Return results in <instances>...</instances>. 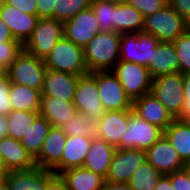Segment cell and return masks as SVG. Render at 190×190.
<instances>
[{
	"label": "cell",
	"instance_id": "cell-1",
	"mask_svg": "<svg viewBox=\"0 0 190 190\" xmlns=\"http://www.w3.org/2000/svg\"><path fill=\"white\" fill-rule=\"evenodd\" d=\"M120 38L118 32H99L83 47L88 72L112 70L119 61Z\"/></svg>",
	"mask_w": 190,
	"mask_h": 190
},
{
	"label": "cell",
	"instance_id": "cell-2",
	"mask_svg": "<svg viewBox=\"0 0 190 190\" xmlns=\"http://www.w3.org/2000/svg\"><path fill=\"white\" fill-rule=\"evenodd\" d=\"M190 28V24L167 4L158 12L144 17L142 32L153 35L160 42H174Z\"/></svg>",
	"mask_w": 190,
	"mask_h": 190
},
{
	"label": "cell",
	"instance_id": "cell-3",
	"mask_svg": "<svg viewBox=\"0 0 190 190\" xmlns=\"http://www.w3.org/2000/svg\"><path fill=\"white\" fill-rule=\"evenodd\" d=\"M47 69L71 73L77 76L88 74L83 48L63 36L43 59Z\"/></svg>",
	"mask_w": 190,
	"mask_h": 190
},
{
	"label": "cell",
	"instance_id": "cell-4",
	"mask_svg": "<svg viewBox=\"0 0 190 190\" xmlns=\"http://www.w3.org/2000/svg\"><path fill=\"white\" fill-rule=\"evenodd\" d=\"M46 70L43 59L23 49L5 72L9 76L11 83L25 85L41 91Z\"/></svg>",
	"mask_w": 190,
	"mask_h": 190
},
{
	"label": "cell",
	"instance_id": "cell-5",
	"mask_svg": "<svg viewBox=\"0 0 190 190\" xmlns=\"http://www.w3.org/2000/svg\"><path fill=\"white\" fill-rule=\"evenodd\" d=\"M163 135L162 128L143 120L132 109L129 110L128 126L116 148L147 151Z\"/></svg>",
	"mask_w": 190,
	"mask_h": 190
},
{
	"label": "cell",
	"instance_id": "cell-6",
	"mask_svg": "<svg viewBox=\"0 0 190 190\" xmlns=\"http://www.w3.org/2000/svg\"><path fill=\"white\" fill-rule=\"evenodd\" d=\"M112 72L117 76L132 102L152 90L153 78L146 66L135 62L118 61Z\"/></svg>",
	"mask_w": 190,
	"mask_h": 190
},
{
	"label": "cell",
	"instance_id": "cell-7",
	"mask_svg": "<svg viewBox=\"0 0 190 190\" xmlns=\"http://www.w3.org/2000/svg\"><path fill=\"white\" fill-rule=\"evenodd\" d=\"M63 36L64 22L54 18H42L38 20L32 36L23 45V49L44 59Z\"/></svg>",
	"mask_w": 190,
	"mask_h": 190
},
{
	"label": "cell",
	"instance_id": "cell-8",
	"mask_svg": "<svg viewBox=\"0 0 190 190\" xmlns=\"http://www.w3.org/2000/svg\"><path fill=\"white\" fill-rule=\"evenodd\" d=\"M151 92L177 119L184 105L183 74L180 72L153 78Z\"/></svg>",
	"mask_w": 190,
	"mask_h": 190
},
{
	"label": "cell",
	"instance_id": "cell-9",
	"mask_svg": "<svg viewBox=\"0 0 190 190\" xmlns=\"http://www.w3.org/2000/svg\"><path fill=\"white\" fill-rule=\"evenodd\" d=\"M73 102L77 112L86 115L91 120L101 119L105 110L97 88V71L78 77Z\"/></svg>",
	"mask_w": 190,
	"mask_h": 190
},
{
	"label": "cell",
	"instance_id": "cell-10",
	"mask_svg": "<svg viewBox=\"0 0 190 190\" xmlns=\"http://www.w3.org/2000/svg\"><path fill=\"white\" fill-rule=\"evenodd\" d=\"M159 42L156 37L144 32L121 34L119 61L147 67L152 60V51Z\"/></svg>",
	"mask_w": 190,
	"mask_h": 190
},
{
	"label": "cell",
	"instance_id": "cell-11",
	"mask_svg": "<svg viewBox=\"0 0 190 190\" xmlns=\"http://www.w3.org/2000/svg\"><path fill=\"white\" fill-rule=\"evenodd\" d=\"M97 88L105 111L132 110L133 102L112 70L97 71Z\"/></svg>",
	"mask_w": 190,
	"mask_h": 190
},
{
	"label": "cell",
	"instance_id": "cell-12",
	"mask_svg": "<svg viewBox=\"0 0 190 190\" xmlns=\"http://www.w3.org/2000/svg\"><path fill=\"white\" fill-rule=\"evenodd\" d=\"M144 161H146V151L144 150L117 148L105 180L107 182L127 183Z\"/></svg>",
	"mask_w": 190,
	"mask_h": 190
},
{
	"label": "cell",
	"instance_id": "cell-13",
	"mask_svg": "<svg viewBox=\"0 0 190 190\" xmlns=\"http://www.w3.org/2000/svg\"><path fill=\"white\" fill-rule=\"evenodd\" d=\"M146 160L163 175L182 170L187 165L164 135L146 151Z\"/></svg>",
	"mask_w": 190,
	"mask_h": 190
},
{
	"label": "cell",
	"instance_id": "cell-14",
	"mask_svg": "<svg viewBox=\"0 0 190 190\" xmlns=\"http://www.w3.org/2000/svg\"><path fill=\"white\" fill-rule=\"evenodd\" d=\"M98 33L99 24L91 7L64 22V36L82 48Z\"/></svg>",
	"mask_w": 190,
	"mask_h": 190
},
{
	"label": "cell",
	"instance_id": "cell-15",
	"mask_svg": "<svg viewBox=\"0 0 190 190\" xmlns=\"http://www.w3.org/2000/svg\"><path fill=\"white\" fill-rule=\"evenodd\" d=\"M0 19L9 27L14 39L24 45L32 36L39 17L3 3L0 6Z\"/></svg>",
	"mask_w": 190,
	"mask_h": 190
},
{
	"label": "cell",
	"instance_id": "cell-16",
	"mask_svg": "<svg viewBox=\"0 0 190 190\" xmlns=\"http://www.w3.org/2000/svg\"><path fill=\"white\" fill-rule=\"evenodd\" d=\"M132 109L143 120L165 130L174 120L166 107L150 92L133 101Z\"/></svg>",
	"mask_w": 190,
	"mask_h": 190
},
{
	"label": "cell",
	"instance_id": "cell-17",
	"mask_svg": "<svg viewBox=\"0 0 190 190\" xmlns=\"http://www.w3.org/2000/svg\"><path fill=\"white\" fill-rule=\"evenodd\" d=\"M55 176L52 170L35 166L28 170L8 172L6 181L11 190H46Z\"/></svg>",
	"mask_w": 190,
	"mask_h": 190
},
{
	"label": "cell",
	"instance_id": "cell-18",
	"mask_svg": "<svg viewBox=\"0 0 190 190\" xmlns=\"http://www.w3.org/2000/svg\"><path fill=\"white\" fill-rule=\"evenodd\" d=\"M78 77L71 73L47 69L41 93L44 96L73 101Z\"/></svg>",
	"mask_w": 190,
	"mask_h": 190
},
{
	"label": "cell",
	"instance_id": "cell-19",
	"mask_svg": "<svg viewBox=\"0 0 190 190\" xmlns=\"http://www.w3.org/2000/svg\"><path fill=\"white\" fill-rule=\"evenodd\" d=\"M0 153L7 172L28 170L36 166L35 159L20 143L11 137L0 139Z\"/></svg>",
	"mask_w": 190,
	"mask_h": 190
},
{
	"label": "cell",
	"instance_id": "cell-20",
	"mask_svg": "<svg viewBox=\"0 0 190 190\" xmlns=\"http://www.w3.org/2000/svg\"><path fill=\"white\" fill-rule=\"evenodd\" d=\"M93 139L92 137L81 135L67 136L61 161L52 171L59 175L67 169L82 167Z\"/></svg>",
	"mask_w": 190,
	"mask_h": 190
},
{
	"label": "cell",
	"instance_id": "cell-21",
	"mask_svg": "<svg viewBox=\"0 0 190 190\" xmlns=\"http://www.w3.org/2000/svg\"><path fill=\"white\" fill-rule=\"evenodd\" d=\"M67 135L60 127H51L39 154L34 158L36 166L52 170L62 158Z\"/></svg>",
	"mask_w": 190,
	"mask_h": 190
},
{
	"label": "cell",
	"instance_id": "cell-22",
	"mask_svg": "<svg viewBox=\"0 0 190 190\" xmlns=\"http://www.w3.org/2000/svg\"><path fill=\"white\" fill-rule=\"evenodd\" d=\"M129 110L105 111L98 121L97 138L117 147L128 126Z\"/></svg>",
	"mask_w": 190,
	"mask_h": 190
},
{
	"label": "cell",
	"instance_id": "cell-23",
	"mask_svg": "<svg viewBox=\"0 0 190 190\" xmlns=\"http://www.w3.org/2000/svg\"><path fill=\"white\" fill-rule=\"evenodd\" d=\"M147 68L152 78L179 72V61L173 42H159L152 51V60Z\"/></svg>",
	"mask_w": 190,
	"mask_h": 190
},
{
	"label": "cell",
	"instance_id": "cell-24",
	"mask_svg": "<svg viewBox=\"0 0 190 190\" xmlns=\"http://www.w3.org/2000/svg\"><path fill=\"white\" fill-rule=\"evenodd\" d=\"M116 149L106 141L94 138L82 167L106 179Z\"/></svg>",
	"mask_w": 190,
	"mask_h": 190
},
{
	"label": "cell",
	"instance_id": "cell-25",
	"mask_svg": "<svg viewBox=\"0 0 190 190\" xmlns=\"http://www.w3.org/2000/svg\"><path fill=\"white\" fill-rule=\"evenodd\" d=\"M76 112L77 109L73 101L41 95L39 114L46 118L53 127H61Z\"/></svg>",
	"mask_w": 190,
	"mask_h": 190
},
{
	"label": "cell",
	"instance_id": "cell-26",
	"mask_svg": "<svg viewBox=\"0 0 190 190\" xmlns=\"http://www.w3.org/2000/svg\"><path fill=\"white\" fill-rule=\"evenodd\" d=\"M67 190H100L105 181L103 177L84 167L67 169L59 174Z\"/></svg>",
	"mask_w": 190,
	"mask_h": 190
},
{
	"label": "cell",
	"instance_id": "cell-27",
	"mask_svg": "<svg viewBox=\"0 0 190 190\" xmlns=\"http://www.w3.org/2000/svg\"><path fill=\"white\" fill-rule=\"evenodd\" d=\"M144 26V16L129 4H114L113 28L119 34L140 33Z\"/></svg>",
	"mask_w": 190,
	"mask_h": 190
},
{
	"label": "cell",
	"instance_id": "cell-28",
	"mask_svg": "<svg viewBox=\"0 0 190 190\" xmlns=\"http://www.w3.org/2000/svg\"><path fill=\"white\" fill-rule=\"evenodd\" d=\"M164 136L171 142L172 146L187 164L190 162V123L174 119L164 130Z\"/></svg>",
	"mask_w": 190,
	"mask_h": 190
},
{
	"label": "cell",
	"instance_id": "cell-29",
	"mask_svg": "<svg viewBox=\"0 0 190 190\" xmlns=\"http://www.w3.org/2000/svg\"><path fill=\"white\" fill-rule=\"evenodd\" d=\"M41 91L25 85L11 83L9 96L13 110L35 112L40 109Z\"/></svg>",
	"mask_w": 190,
	"mask_h": 190
},
{
	"label": "cell",
	"instance_id": "cell-30",
	"mask_svg": "<svg viewBox=\"0 0 190 190\" xmlns=\"http://www.w3.org/2000/svg\"><path fill=\"white\" fill-rule=\"evenodd\" d=\"M51 123L43 116H38L27 133L20 139V143L35 158L42 147V144L49 134Z\"/></svg>",
	"mask_w": 190,
	"mask_h": 190
},
{
	"label": "cell",
	"instance_id": "cell-31",
	"mask_svg": "<svg viewBox=\"0 0 190 190\" xmlns=\"http://www.w3.org/2000/svg\"><path fill=\"white\" fill-rule=\"evenodd\" d=\"M39 115V111L26 112L12 109L7 115V136L20 140L27 133Z\"/></svg>",
	"mask_w": 190,
	"mask_h": 190
},
{
	"label": "cell",
	"instance_id": "cell-32",
	"mask_svg": "<svg viewBox=\"0 0 190 190\" xmlns=\"http://www.w3.org/2000/svg\"><path fill=\"white\" fill-rule=\"evenodd\" d=\"M162 176L163 174L146 160L127 183L133 190H155L156 184Z\"/></svg>",
	"mask_w": 190,
	"mask_h": 190
},
{
	"label": "cell",
	"instance_id": "cell-33",
	"mask_svg": "<svg viewBox=\"0 0 190 190\" xmlns=\"http://www.w3.org/2000/svg\"><path fill=\"white\" fill-rule=\"evenodd\" d=\"M67 136H89L97 138L98 121L76 112L74 116L60 127Z\"/></svg>",
	"mask_w": 190,
	"mask_h": 190
},
{
	"label": "cell",
	"instance_id": "cell-34",
	"mask_svg": "<svg viewBox=\"0 0 190 190\" xmlns=\"http://www.w3.org/2000/svg\"><path fill=\"white\" fill-rule=\"evenodd\" d=\"M91 8L99 24V32H112L114 21V3L109 0H92Z\"/></svg>",
	"mask_w": 190,
	"mask_h": 190
},
{
	"label": "cell",
	"instance_id": "cell-35",
	"mask_svg": "<svg viewBox=\"0 0 190 190\" xmlns=\"http://www.w3.org/2000/svg\"><path fill=\"white\" fill-rule=\"evenodd\" d=\"M92 0H56L54 19L65 22L91 7Z\"/></svg>",
	"mask_w": 190,
	"mask_h": 190
},
{
	"label": "cell",
	"instance_id": "cell-36",
	"mask_svg": "<svg viewBox=\"0 0 190 190\" xmlns=\"http://www.w3.org/2000/svg\"><path fill=\"white\" fill-rule=\"evenodd\" d=\"M173 44L176 47L179 61V72L181 74H190V28L180 35Z\"/></svg>",
	"mask_w": 190,
	"mask_h": 190
},
{
	"label": "cell",
	"instance_id": "cell-37",
	"mask_svg": "<svg viewBox=\"0 0 190 190\" xmlns=\"http://www.w3.org/2000/svg\"><path fill=\"white\" fill-rule=\"evenodd\" d=\"M22 50L23 45L19 41L0 43V67L6 70Z\"/></svg>",
	"mask_w": 190,
	"mask_h": 190
},
{
	"label": "cell",
	"instance_id": "cell-38",
	"mask_svg": "<svg viewBox=\"0 0 190 190\" xmlns=\"http://www.w3.org/2000/svg\"><path fill=\"white\" fill-rule=\"evenodd\" d=\"M11 82L6 72L0 75V116H7L12 110L9 91Z\"/></svg>",
	"mask_w": 190,
	"mask_h": 190
},
{
	"label": "cell",
	"instance_id": "cell-39",
	"mask_svg": "<svg viewBox=\"0 0 190 190\" xmlns=\"http://www.w3.org/2000/svg\"><path fill=\"white\" fill-rule=\"evenodd\" d=\"M128 4L135 7L146 17L164 8L168 4V0H130Z\"/></svg>",
	"mask_w": 190,
	"mask_h": 190
},
{
	"label": "cell",
	"instance_id": "cell-40",
	"mask_svg": "<svg viewBox=\"0 0 190 190\" xmlns=\"http://www.w3.org/2000/svg\"><path fill=\"white\" fill-rule=\"evenodd\" d=\"M174 190H190V174L186 168L168 174Z\"/></svg>",
	"mask_w": 190,
	"mask_h": 190
},
{
	"label": "cell",
	"instance_id": "cell-41",
	"mask_svg": "<svg viewBox=\"0 0 190 190\" xmlns=\"http://www.w3.org/2000/svg\"><path fill=\"white\" fill-rule=\"evenodd\" d=\"M183 94L184 105L180 116L177 118L181 121H190V74H183Z\"/></svg>",
	"mask_w": 190,
	"mask_h": 190
},
{
	"label": "cell",
	"instance_id": "cell-42",
	"mask_svg": "<svg viewBox=\"0 0 190 190\" xmlns=\"http://www.w3.org/2000/svg\"><path fill=\"white\" fill-rule=\"evenodd\" d=\"M4 3L13 6L24 13L37 15L36 0H5Z\"/></svg>",
	"mask_w": 190,
	"mask_h": 190
},
{
	"label": "cell",
	"instance_id": "cell-43",
	"mask_svg": "<svg viewBox=\"0 0 190 190\" xmlns=\"http://www.w3.org/2000/svg\"><path fill=\"white\" fill-rule=\"evenodd\" d=\"M37 2V16L42 18H54V6L56 0H36Z\"/></svg>",
	"mask_w": 190,
	"mask_h": 190
},
{
	"label": "cell",
	"instance_id": "cell-44",
	"mask_svg": "<svg viewBox=\"0 0 190 190\" xmlns=\"http://www.w3.org/2000/svg\"><path fill=\"white\" fill-rule=\"evenodd\" d=\"M168 4L190 24V0H168Z\"/></svg>",
	"mask_w": 190,
	"mask_h": 190
},
{
	"label": "cell",
	"instance_id": "cell-45",
	"mask_svg": "<svg viewBox=\"0 0 190 190\" xmlns=\"http://www.w3.org/2000/svg\"><path fill=\"white\" fill-rule=\"evenodd\" d=\"M8 41H18L15 40L9 27L0 19V43H5Z\"/></svg>",
	"mask_w": 190,
	"mask_h": 190
},
{
	"label": "cell",
	"instance_id": "cell-46",
	"mask_svg": "<svg viewBox=\"0 0 190 190\" xmlns=\"http://www.w3.org/2000/svg\"><path fill=\"white\" fill-rule=\"evenodd\" d=\"M100 190H133L128 183H115L104 181Z\"/></svg>",
	"mask_w": 190,
	"mask_h": 190
},
{
	"label": "cell",
	"instance_id": "cell-47",
	"mask_svg": "<svg viewBox=\"0 0 190 190\" xmlns=\"http://www.w3.org/2000/svg\"><path fill=\"white\" fill-rule=\"evenodd\" d=\"M46 190H67L65 182L56 175L47 185Z\"/></svg>",
	"mask_w": 190,
	"mask_h": 190
},
{
	"label": "cell",
	"instance_id": "cell-48",
	"mask_svg": "<svg viewBox=\"0 0 190 190\" xmlns=\"http://www.w3.org/2000/svg\"><path fill=\"white\" fill-rule=\"evenodd\" d=\"M155 190H174L170 177L168 175H163L157 182Z\"/></svg>",
	"mask_w": 190,
	"mask_h": 190
},
{
	"label": "cell",
	"instance_id": "cell-49",
	"mask_svg": "<svg viewBox=\"0 0 190 190\" xmlns=\"http://www.w3.org/2000/svg\"><path fill=\"white\" fill-rule=\"evenodd\" d=\"M8 132L7 116H0V139L6 137Z\"/></svg>",
	"mask_w": 190,
	"mask_h": 190
},
{
	"label": "cell",
	"instance_id": "cell-50",
	"mask_svg": "<svg viewBox=\"0 0 190 190\" xmlns=\"http://www.w3.org/2000/svg\"><path fill=\"white\" fill-rule=\"evenodd\" d=\"M7 171L5 167H0V184L6 181Z\"/></svg>",
	"mask_w": 190,
	"mask_h": 190
},
{
	"label": "cell",
	"instance_id": "cell-51",
	"mask_svg": "<svg viewBox=\"0 0 190 190\" xmlns=\"http://www.w3.org/2000/svg\"><path fill=\"white\" fill-rule=\"evenodd\" d=\"M0 190H11V188L8 185L7 181H4L2 184H0Z\"/></svg>",
	"mask_w": 190,
	"mask_h": 190
},
{
	"label": "cell",
	"instance_id": "cell-52",
	"mask_svg": "<svg viewBox=\"0 0 190 190\" xmlns=\"http://www.w3.org/2000/svg\"><path fill=\"white\" fill-rule=\"evenodd\" d=\"M109 1L114 4H128L130 0H109Z\"/></svg>",
	"mask_w": 190,
	"mask_h": 190
},
{
	"label": "cell",
	"instance_id": "cell-53",
	"mask_svg": "<svg viewBox=\"0 0 190 190\" xmlns=\"http://www.w3.org/2000/svg\"><path fill=\"white\" fill-rule=\"evenodd\" d=\"M0 167H4V161L0 153Z\"/></svg>",
	"mask_w": 190,
	"mask_h": 190
},
{
	"label": "cell",
	"instance_id": "cell-54",
	"mask_svg": "<svg viewBox=\"0 0 190 190\" xmlns=\"http://www.w3.org/2000/svg\"><path fill=\"white\" fill-rule=\"evenodd\" d=\"M187 170H188V172H189V174H190V162L189 163H187V165H186V167H185Z\"/></svg>",
	"mask_w": 190,
	"mask_h": 190
},
{
	"label": "cell",
	"instance_id": "cell-55",
	"mask_svg": "<svg viewBox=\"0 0 190 190\" xmlns=\"http://www.w3.org/2000/svg\"><path fill=\"white\" fill-rule=\"evenodd\" d=\"M4 72H5V70L0 67V75H1L2 73H4Z\"/></svg>",
	"mask_w": 190,
	"mask_h": 190
},
{
	"label": "cell",
	"instance_id": "cell-56",
	"mask_svg": "<svg viewBox=\"0 0 190 190\" xmlns=\"http://www.w3.org/2000/svg\"><path fill=\"white\" fill-rule=\"evenodd\" d=\"M5 2V0H0V6Z\"/></svg>",
	"mask_w": 190,
	"mask_h": 190
}]
</instances>
